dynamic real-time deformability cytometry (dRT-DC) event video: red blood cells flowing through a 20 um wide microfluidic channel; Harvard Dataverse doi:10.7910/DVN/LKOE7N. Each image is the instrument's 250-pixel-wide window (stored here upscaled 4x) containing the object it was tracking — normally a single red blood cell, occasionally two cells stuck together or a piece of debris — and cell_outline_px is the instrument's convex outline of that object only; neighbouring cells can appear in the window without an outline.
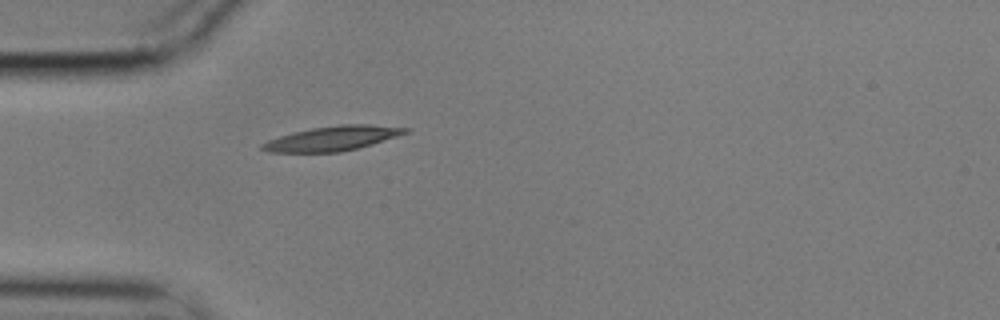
{"species": "common noctule bat (a hibernating species)", "species_latin": "Nyctalus noctula", "temperature_condition": "cold", "stored_images_in_passage": 41, "camera_frame_rate_fps": 3000, "um_per_image_px": 0.085, "animal": {"sex": "male", "body_mass_g": 17.9}, "frame": {"image": 1, "passage_image": 1, "time_ms": 0.0, "image_size_px": [1000, 320], "cell_outline_px": [[412, 128], [408, 132], [372, 144], [340, 152], [268, 152], [260, 148], [260, 144], [268, 140], [292, 132], [312, 128], [340, 124], [368, 124]], "centroid_in_image_um": [28.24, 11.76], "position_along_channel_um": 56.8, "area_um2": 20.4}}
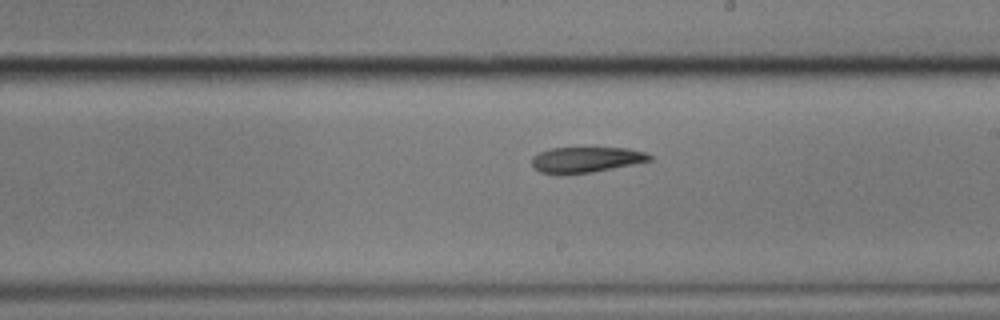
{"frame": {"image": 2, "passage_image": 17, "time_ms": 5.333, "image_size_px": [1000, 320], "cell_outline_px": [[652, 160], [592, 172], [564, 176], [556, 176], [540, 172], [532, 164], [532, 156], [540, 152], [552, 148], [628, 148], [644, 152], [652, 156]], "centroid_in_image_um": [49.76, 13.6], "position_along_channel_um": 239.2, "area_um2": 17.74}}
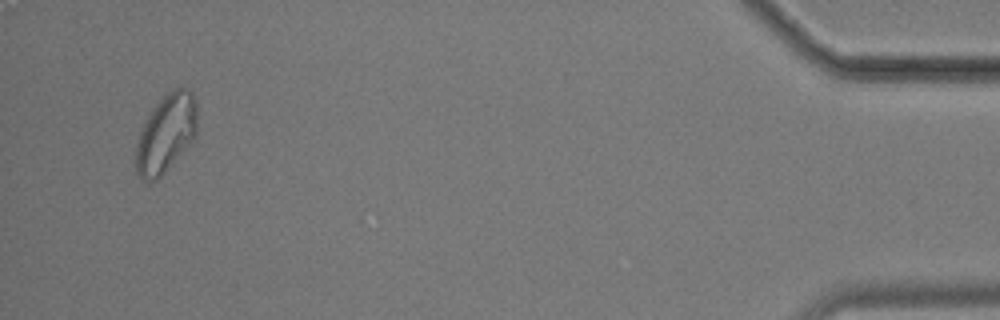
{"frame": {"image": 3, "passage_image": 39, "time_ms": 12.667, "image_size_px": [1000, 320], "cell_outline_px": [[196, 136], [180, 156], [156, 180], [148, 184], [140, 180], [136, 172], [136, 144], [140, 128], [152, 108], [172, 88], [188, 88], [192, 92], [196, 100]], "centroid_in_image_um": [14.09, 11.37], "position_along_channel_um": 421.1, "area_um2": 28.26}, "authors_computed_cell_mechanics": {"area_um2": 19.3052, "velocity_mm_per_s": 3.5117, "shape_relaxation_time_tau1_ms": 6.2319, "shape_relaxation_time_tau2_ms": null, "deformation_change_tau1": 0.1493, "deformation_change_tau2": null}}